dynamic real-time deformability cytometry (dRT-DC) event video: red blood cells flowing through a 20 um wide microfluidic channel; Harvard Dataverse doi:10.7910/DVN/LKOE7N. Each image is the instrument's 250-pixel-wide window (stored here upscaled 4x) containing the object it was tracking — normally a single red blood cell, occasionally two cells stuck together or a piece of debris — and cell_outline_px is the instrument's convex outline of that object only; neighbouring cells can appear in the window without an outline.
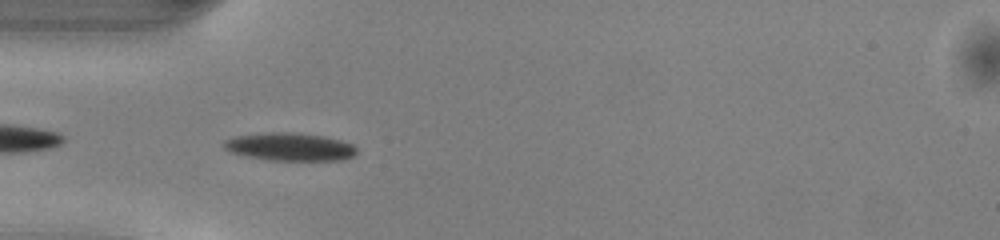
{"species": "common noctule bat (a hibernating species)", "species_latin": "Nyctalus noctula", "temperature_condition": "warm", "stored_images_in_passage": 20, "camera_frame_rate_fps": 3000, "um_per_image_px": 0.085, "animal": {"sex": "male", "body_mass_g": 13.0, "forearm_length_mm": 53.1}, "frame": {"image": 1, "passage_image": 2, "time_ms": 0.333, "image_size_px": [1000, 240], "cell_outline_px": [[356, 152], [352, 156], [340, 160], [268, 160], [248, 156], [232, 152], [224, 148], [224, 140], [236, 136], [268, 132], [288, 132], [324, 136], [340, 140], [352, 144], [356, 148]], "centroid_in_image_um": [24.63, 12.47], "position_along_channel_um": 60.4, "area_um2": 21.33}}
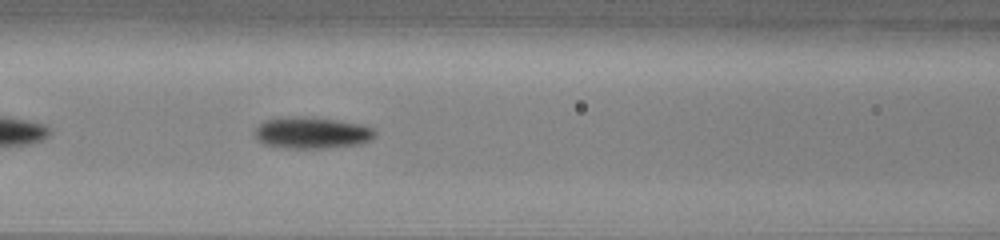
{"frame": {"image": 2, "passage_image": 8, "time_ms": 2.333, "image_size_px": [1000, 240], "cell_outline_px": [[376, 136], [360, 144], [324, 148], [288, 148], [264, 144], [252, 132], [264, 120], [292, 116], [336, 120], [364, 124], [376, 128]], "centroid_in_image_um": [26.54, 11.29], "position_along_channel_um": 140.1, "area_um2": 22.02}}
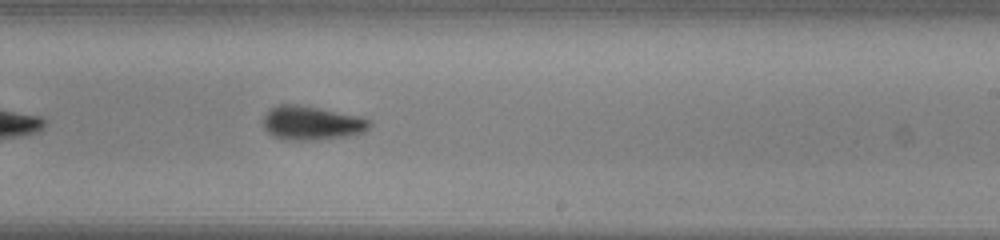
{"frame": {"image": 3, "passage_image": 17, "time_ms": 5.333, "image_size_px": [1000, 240], "cell_outline_px": [[372, 124], [364, 132], [348, 136], [312, 140], [292, 140], [276, 136], [268, 132], [264, 128], [264, 116], [268, 108], [276, 104], [296, 104], [360, 116], [372, 120]], "centroid_in_image_um": [26.5, 10.44], "position_along_channel_um": 262.5, "area_um2": 20.98}}